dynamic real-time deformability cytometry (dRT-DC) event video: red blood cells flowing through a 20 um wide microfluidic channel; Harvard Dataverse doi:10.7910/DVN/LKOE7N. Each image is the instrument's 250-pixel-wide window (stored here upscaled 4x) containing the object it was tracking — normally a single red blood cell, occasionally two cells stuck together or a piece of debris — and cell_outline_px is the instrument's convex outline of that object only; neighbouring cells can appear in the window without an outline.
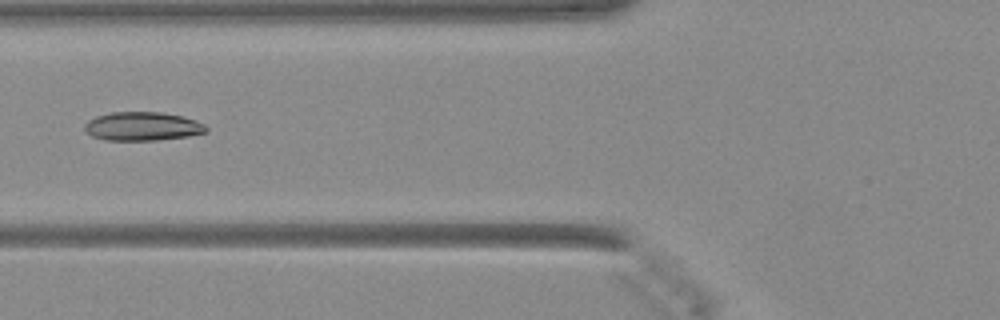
{"species": "Egyptian fruit bat (a non-hibernating species)", "species_latin": "Rousettus aegyptiacus", "temperature_condition": "warm", "stored_images_in_passage": 35, "camera_frame_rate_fps": 3000, "um_per_image_px": 0.085, "animal": {"sex": "female"}, "frame": {"image": 1, "passage_image": 6, "time_ms": 1.667, "image_size_px": [1000, 320], "cell_outline_px": [[208, 132], [188, 136], [156, 140], [104, 140], [92, 136], [84, 128], [84, 124], [88, 120], [96, 116], [112, 112], [160, 112], [180, 116], [204, 124], [208, 128]], "centroid_in_image_um": [12.09, 10.74], "position_along_channel_um": 113.7, "area_um2": 20.17}}
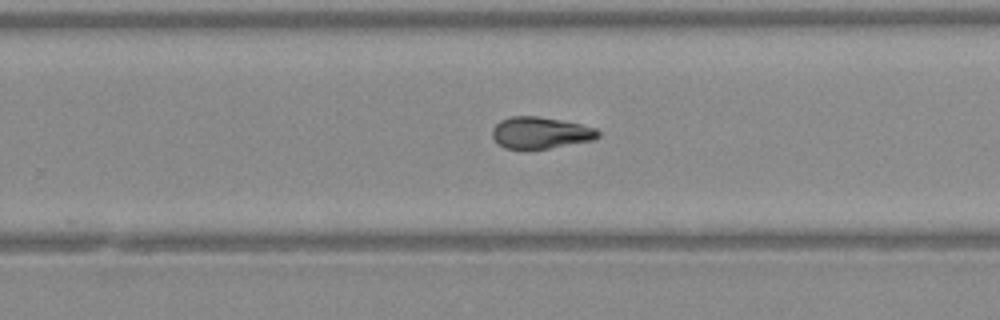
{"frame": {"image": 2, "passage_image": 18, "time_ms": 5.667, "image_size_px": [1000, 320], "cell_outline_px": [[600, 136], [592, 140], [548, 148], [504, 148], [496, 144], [492, 136], [492, 128], [500, 120], [508, 116], [536, 116], [560, 120], [580, 124], [596, 128], [600, 132]], "centroid_in_image_um": [45.9, 11.27], "position_along_channel_um": 283.9, "area_um2": 19.42}}
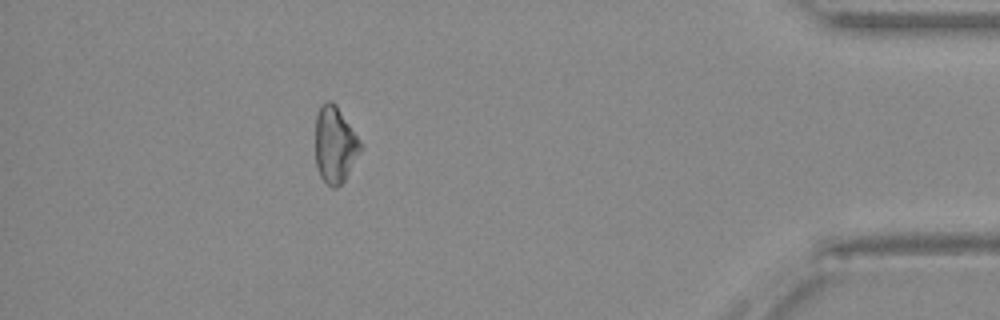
{"frame": {"image": 3, "passage_image": 30, "time_ms": 9.667, "image_size_px": [1000, 320], "cell_outline_px": [[364, 148], [344, 180], [336, 188], [332, 188], [320, 176], [316, 168], [316, 116], [320, 104], [328, 100], [332, 100], [336, 104], [364, 144]], "centroid_in_image_um": [28.5, 12.28], "position_along_channel_um": 406.7, "area_um2": 20.52}}